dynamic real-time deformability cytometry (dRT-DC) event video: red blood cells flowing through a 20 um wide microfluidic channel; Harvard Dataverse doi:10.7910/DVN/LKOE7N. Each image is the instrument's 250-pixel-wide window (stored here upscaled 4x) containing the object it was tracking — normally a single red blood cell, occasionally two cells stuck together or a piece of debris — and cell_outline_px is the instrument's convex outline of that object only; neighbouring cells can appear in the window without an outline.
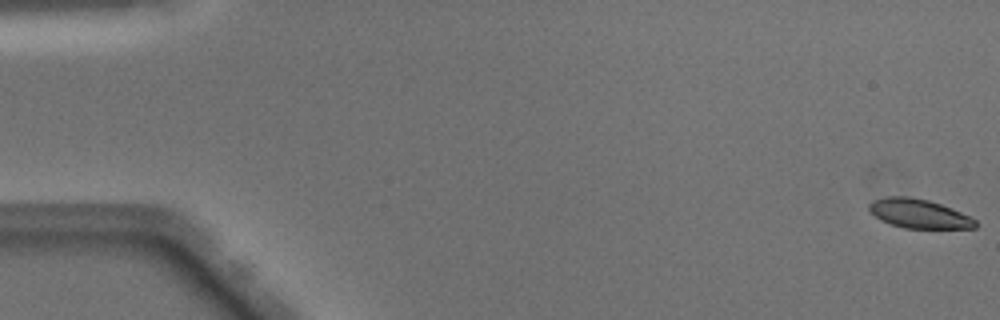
{"species": "Egyptian fruit bat (a non-hibernating species)", "species_latin": "Rousettus aegyptiacus", "temperature_condition": "warm", "stored_images_in_passage": 50, "camera_frame_rate_fps": 3000, "um_per_image_px": 0.085, "animal": {"sex": "male"}, "frame": {"image": 1, "passage_image": 1, "time_ms": 0.0, "image_size_px": [1000, 320], "cell_outline_px": [[976, 228], [904, 228], [880, 220], [868, 208], [868, 204], [872, 200], [888, 196], [908, 196], [928, 200], [952, 208], [976, 220]], "centroid_in_image_um": [78.08, 18.15], "position_along_channel_um": 6.9, "area_um2": 17.86}}
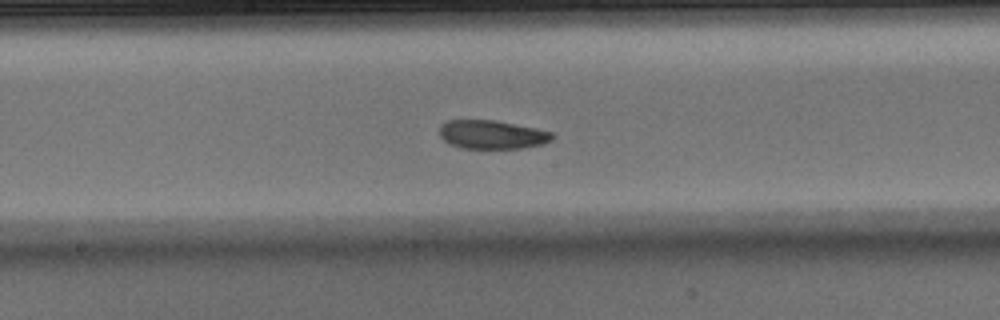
{"frame": {"image": 2, "passage_image": 27, "time_ms": 8.667, "image_size_px": [1000, 320], "cell_outline_px": [[556, 136], [552, 140], [544, 144], [524, 148], [460, 148], [448, 144], [440, 136], [440, 124], [448, 120], [496, 120], [536, 128], [552, 132]], "centroid_in_image_um": [41.84, 11.44], "position_along_channel_um": 206.4, "area_um2": 19.07}}
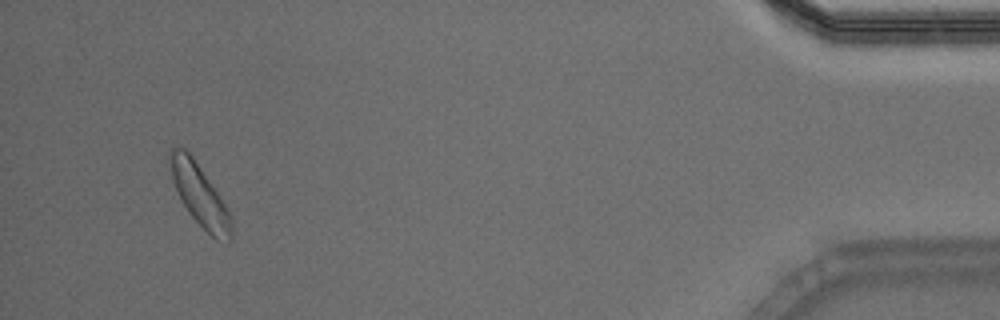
{"frame": {"image": 3, "passage_image": 48, "time_ms": 15.667, "image_size_px": [1000, 320], "cell_outline_px": [[232, 240], [228, 244], [216, 240], [188, 212], [172, 180], [164, 156], [172, 148], [184, 148], [192, 156], [228, 208], [232, 220]], "centroid_in_image_um": [16.95, 16.57], "position_along_channel_um": 418.2, "area_um2": 22.14}, "authors_computed_cell_mechanics": {"area_um2": 19.5364, "velocity_mm_per_s": 4.0492, "shape_relaxation_time_tau1_ms": 3.0055, "shape_relaxation_time_tau2_ms": 2.8789, "deformation_change_tau1": 0.1, "deformation_change_tau2": 0.0819}}